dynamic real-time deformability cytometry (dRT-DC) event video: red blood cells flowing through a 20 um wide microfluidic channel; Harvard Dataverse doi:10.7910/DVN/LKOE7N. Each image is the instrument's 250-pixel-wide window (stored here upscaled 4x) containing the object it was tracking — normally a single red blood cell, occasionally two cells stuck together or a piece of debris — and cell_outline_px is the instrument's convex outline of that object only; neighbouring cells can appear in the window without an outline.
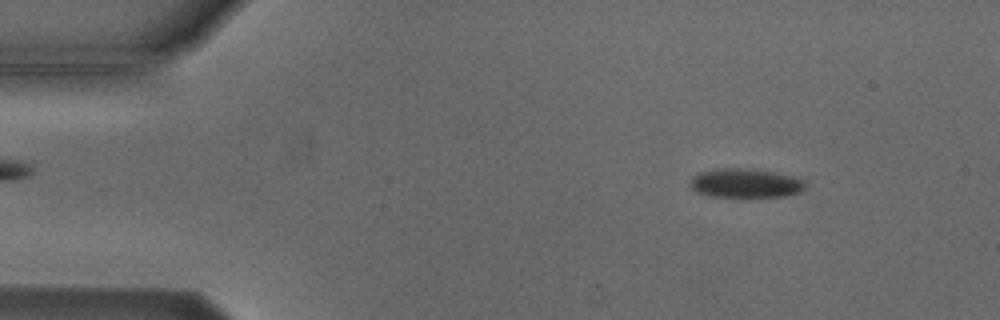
{"species": "Egyptian fruit bat (a non-hibernating species)", "species_latin": "Rousettus aegyptiacus", "temperature_condition": "cold", "stored_images_in_passage": 3, "camera_frame_rate_fps": 3000, "um_per_image_px": 0.085, "animal": {"sex": "male"}, "frame": {"image": 1, "passage_image": 1, "time_ms": 0.0, "image_size_px": [1000, 320], "cell_outline_px": [[804, 188], [800, 192], [784, 196], [708, 196], [696, 192], [688, 184], [692, 176], [696, 172], [724, 168], [748, 168], [772, 172], [792, 176], [800, 180], [804, 184]], "centroid_in_image_um": [63.27, 15.56], "position_along_channel_um": 21.7, "area_um2": 19.31}}